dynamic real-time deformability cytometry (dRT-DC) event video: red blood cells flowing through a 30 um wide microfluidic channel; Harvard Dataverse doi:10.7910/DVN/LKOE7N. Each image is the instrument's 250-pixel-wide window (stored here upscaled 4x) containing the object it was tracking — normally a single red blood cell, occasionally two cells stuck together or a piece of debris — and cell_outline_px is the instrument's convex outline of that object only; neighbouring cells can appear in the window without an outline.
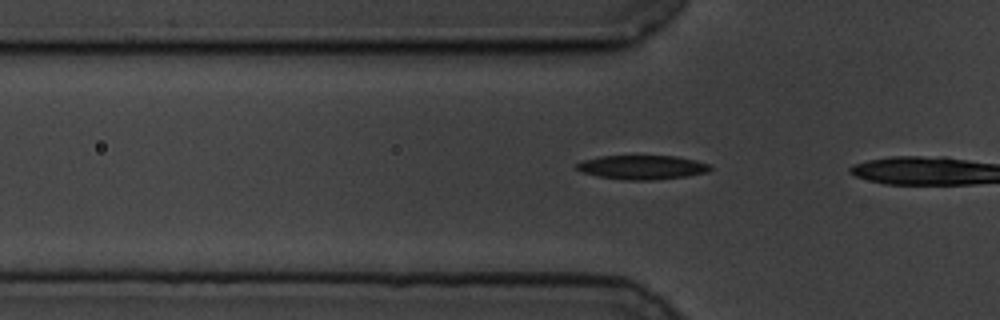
{"species": "common noctule bat (a hibernating species)", "species_latin": "Nyctalus noctula", "temperature_condition": "cold", "stored_images_in_passage": 12, "camera_frame_rate_fps": 3000, "um_per_image_px": 0.085, "animal": {"sex": "male", "body_mass_g": 19.5, "forearm_length_mm": 54.6}, "frame": {"image": 1, "passage_image": 10, "time_ms": 3.0, "image_size_px": [1000, 320], "cell_outline_px": [[712, 168], [708, 172], [688, 176], [652, 180], [628, 180], [600, 176], [580, 172], [576, 168], [576, 164], [584, 160], [600, 156], [676, 156], [696, 160], [708, 164]], "centroid_in_image_um": [54.6, 14.22], "position_along_channel_um": 71.2, "area_um2": 18.67}}